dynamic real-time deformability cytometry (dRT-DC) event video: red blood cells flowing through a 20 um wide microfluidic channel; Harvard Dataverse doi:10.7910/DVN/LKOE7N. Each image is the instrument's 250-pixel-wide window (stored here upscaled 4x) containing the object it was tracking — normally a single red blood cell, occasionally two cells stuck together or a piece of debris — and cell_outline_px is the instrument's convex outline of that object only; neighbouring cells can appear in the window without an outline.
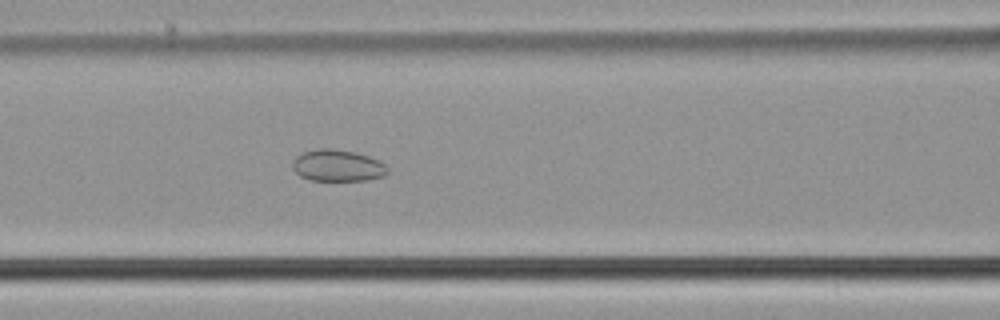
{"species": "common noctule bat (a hibernating species)", "species_latin": "Nyctalus noctula", "temperature_condition": "cold", "stored_images_in_passage": 44, "camera_frame_rate_fps": 3000, "um_per_image_px": 0.085, "animal": {"sex": "male", "body_mass_g": 21.5, "forearm_length_mm": 52.0}, "frame": {"image": 1, "passage_image": 13, "time_ms": 4.0, "image_size_px": [1000, 320], "cell_outline_px": [[388, 172], [384, 176], [368, 180], [312, 180], [300, 176], [292, 168], [292, 164], [296, 156], [304, 152], [320, 148], [332, 148], [356, 152], [380, 160], [388, 168]], "centroid_in_image_um": [28.71, 14.07], "position_along_channel_um": 137.9, "area_um2": 17.57}}
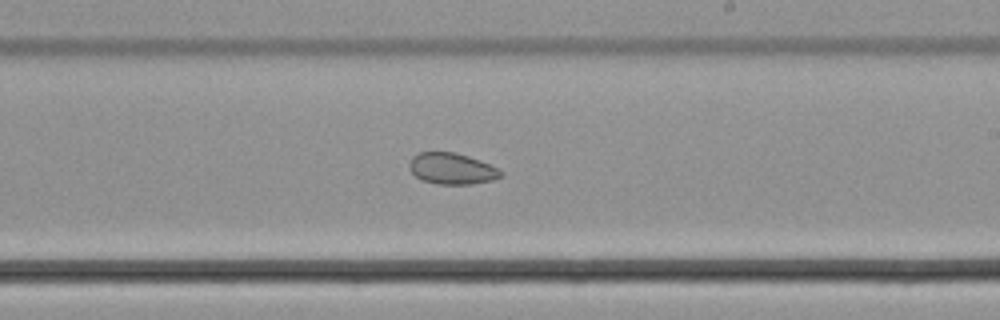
{"frame": {"image": 2, "passage_image": 22, "time_ms": 7.0, "image_size_px": [1000, 320], "cell_outline_px": [[504, 176], [492, 180], [472, 184], [436, 184], [420, 180], [408, 168], [408, 164], [412, 156], [420, 152], [456, 152], [480, 160], [504, 172]], "centroid_in_image_um": [38.39, 14.34], "position_along_channel_um": 250.6, "area_um2": 16.82}}
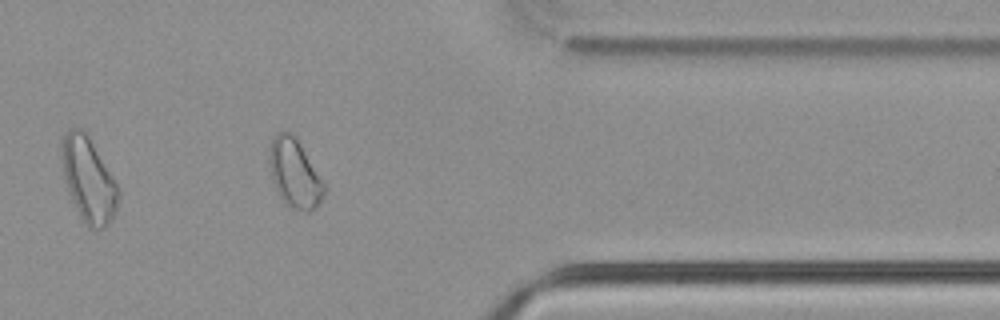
{"frame": {"image": 3, "passage_image": 34, "time_ms": 11.0, "image_size_px": [1000, 320], "cell_outline_px": [[324, 192], [320, 200], [308, 212], [304, 212], [292, 208], [284, 204], [272, 180], [268, 164], [268, 148], [276, 132], [284, 128], [292, 132], [300, 144], [324, 184]], "centroid_in_image_um": [24.96, 14.68], "position_along_channel_um": 386.4, "area_um2": 21.85}}